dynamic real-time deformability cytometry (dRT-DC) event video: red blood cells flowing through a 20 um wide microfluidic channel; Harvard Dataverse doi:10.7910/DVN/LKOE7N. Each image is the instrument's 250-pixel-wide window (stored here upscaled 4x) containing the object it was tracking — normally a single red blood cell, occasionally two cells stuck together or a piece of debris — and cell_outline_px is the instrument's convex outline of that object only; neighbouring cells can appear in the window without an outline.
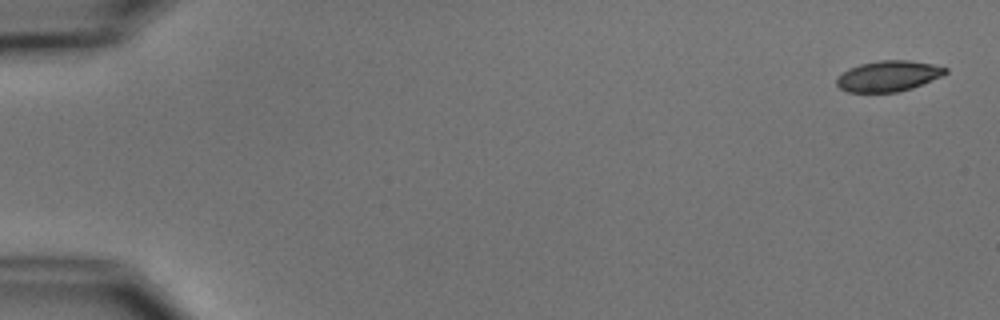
{"species": "common noctule bat (a hibernating species)", "species_latin": "Nyctalus noctula", "temperature_condition": "cold", "stored_images_in_passage": 5, "camera_frame_rate_fps": 3000, "um_per_image_px": 0.085, "animal": {"sex": "male", "body_mass_g": 15.6}, "frame": {"image": 1, "passage_image": 1, "time_ms": 0.0, "image_size_px": [1000, 320], "cell_outline_px": [[948, 72], [940, 76], [912, 88], [896, 92], [848, 92], [840, 88], [836, 84], [836, 80], [848, 68], [860, 64], [880, 60], [908, 60], [932, 64], [948, 68]], "centroid_in_image_um": [75.5, 6.46], "position_along_channel_um": 9.5, "area_um2": 19.25}}
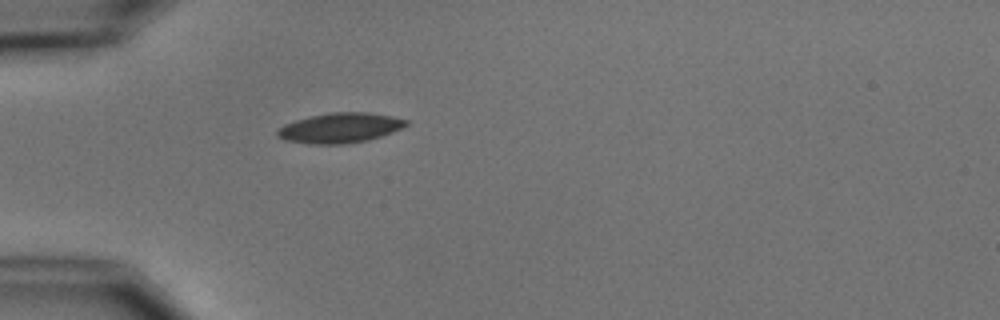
{"frame": {"image": 2, "passage_image": 5, "time_ms": 5.0, "image_size_px": [1000, 320], "cell_outline_px": [[408, 124], [392, 132], [368, 140], [344, 144], [308, 144], [284, 140], [276, 136], [276, 128], [284, 124], [296, 120], [328, 112], [368, 112], [392, 116], [408, 120]], "centroid_in_image_um": [28.85, 10.87], "position_along_channel_um": 56.1, "area_um2": 22.6}}